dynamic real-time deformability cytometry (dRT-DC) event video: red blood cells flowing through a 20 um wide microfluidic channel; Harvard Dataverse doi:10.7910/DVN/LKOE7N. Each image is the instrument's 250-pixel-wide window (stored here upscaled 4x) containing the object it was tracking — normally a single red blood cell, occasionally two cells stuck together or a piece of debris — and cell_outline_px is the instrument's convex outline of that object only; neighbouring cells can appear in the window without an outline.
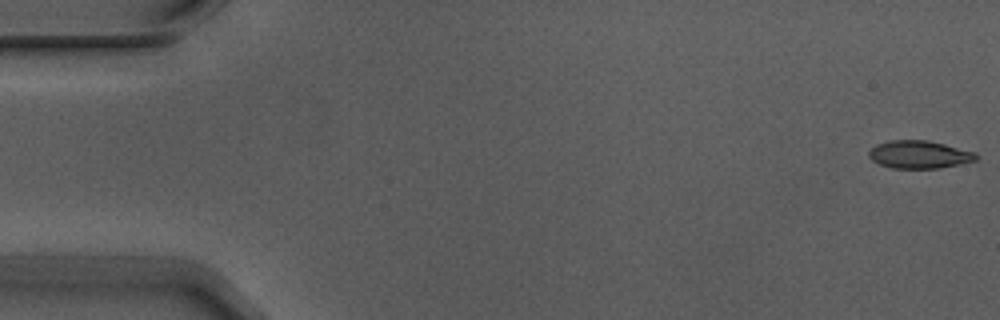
{"species": "Egyptian fruit bat (a non-hibernating species)", "species_latin": "Rousettus aegyptiacus", "temperature_condition": "warm", "stored_images_in_passage": 5, "camera_frame_rate_fps": 3000, "um_per_image_px": 0.085, "animal": {"sex": "male"}, "frame": {"image": 1, "passage_image": 1, "time_ms": 0.0, "image_size_px": [1000, 320], "cell_outline_px": [[976, 160], [960, 164], [936, 168], [892, 168], [880, 164], [872, 160], [868, 156], [868, 152], [876, 144], [892, 140], [928, 140], [976, 152]], "centroid_in_image_um": [78.12, 13.13], "position_along_channel_um": 6.9, "area_um2": 17.22}}
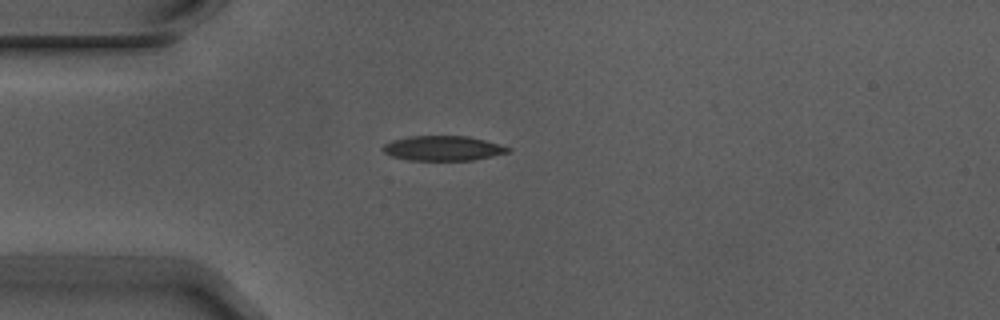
{"frame": {"image": 2, "passage_image": 5, "time_ms": 1.333, "image_size_px": [1000, 320], "cell_outline_px": [[512, 148], [508, 152], [476, 160], [408, 160], [392, 156], [384, 152], [384, 144], [392, 140], [412, 136], [468, 136], [500, 144]], "centroid_in_image_um": [37.68, 12.6], "position_along_channel_um": 47.3, "area_um2": 17.98}}